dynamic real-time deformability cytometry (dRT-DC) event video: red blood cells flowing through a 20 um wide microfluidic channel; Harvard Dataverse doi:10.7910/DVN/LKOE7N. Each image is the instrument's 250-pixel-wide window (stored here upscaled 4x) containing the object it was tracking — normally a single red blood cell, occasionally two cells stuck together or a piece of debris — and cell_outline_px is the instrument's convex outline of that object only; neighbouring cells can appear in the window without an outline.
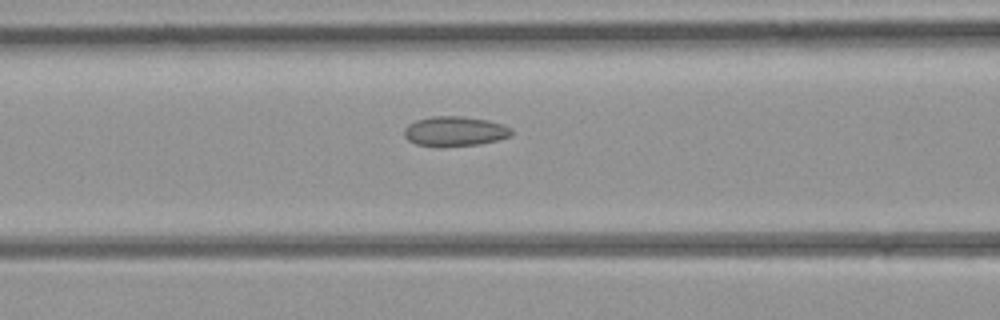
{"species": "common noctule bat (a hibernating species)", "species_latin": "Nyctalus noctula", "temperature_condition": "room temperature", "stored_images_in_passage": 32, "camera_frame_rate_fps": 3000, "um_per_image_px": 0.085, "animal": {"sex": "female", "body_mass_g": 21.9}, "frame": {"image": 1, "passage_image": 14, "time_ms": 4.333, "image_size_px": [1000, 320], "cell_outline_px": [[512, 136], [480, 144], [416, 144], [408, 140], [404, 136], [404, 128], [408, 124], [416, 120], [432, 116], [460, 116], [488, 120], [504, 124], [512, 128]], "centroid_in_image_um": [38.69, 11.11], "position_along_channel_um": 127.9, "area_um2": 18.09}}
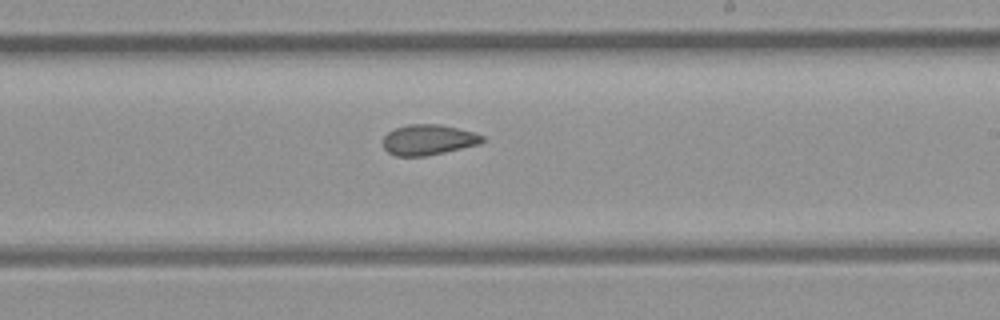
{"frame": {"image": 2, "passage_image": 22, "time_ms": 7.0, "image_size_px": [1000, 320], "cell_outline_px": [[484, 140], [480, 144], [444, 152], [424, 156], [396, 156], [388, 152], [384, 148], [384, 136], [388, 132], [396, 128], [408, 124], [440, 124], [476, 132], [484, 136]], "centroid_in_image_um": [36.43, 11.87], "position_along_channel_um": 252.6, "area_um2": 17.63}}
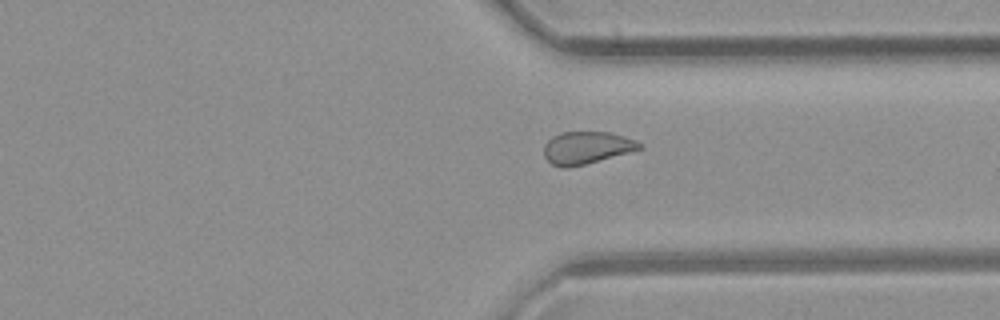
{"frame": {"image": 3, "passage_image": 29, "time_ms": 9.333, "image_size_px": [1000, 320], "cell_outline_px": [[644, 144], [640, 148], [628, 152], [584, 164], [568, 168], [564, 168], [552, 164], [544, 156], [544, 144], [552, 136], [560, 132], [608, 132], [636, 140]], "centroid_in_image_um": [49.82, 12.55], "position_along_channel_um": 361.6, "area_um2": 17.8}}